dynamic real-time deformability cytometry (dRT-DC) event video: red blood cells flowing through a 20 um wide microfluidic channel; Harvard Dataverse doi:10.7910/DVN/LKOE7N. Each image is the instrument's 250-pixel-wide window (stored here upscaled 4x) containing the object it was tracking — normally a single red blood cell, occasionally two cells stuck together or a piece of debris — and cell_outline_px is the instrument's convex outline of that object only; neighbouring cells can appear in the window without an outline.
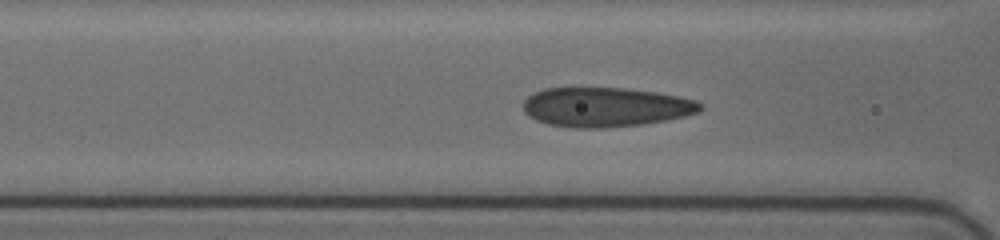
{"species": "human", "species_latin": "Homo sapiens", "temperature_condition": "cold", "stored_images_in_passage": 23, "camera_frame_rate_fps": 3000, "um_per_image_px": 0.085, "donor": {"sex": "female"}, "frame": {"image": 1, "passage_image": 10, "time_ms": 1.667, "image_size_px": [1000, 240], "cell_outline_px": [[704, 108], [700, 112], [684, 116], [664, 120], [640, 124], [600, 128], [576, 128], [548, 124], [536, 120], [528, 116], [524, 112], [524, 100], [528, 96], [544, 88], [624, 88], [656, 92], [696, 100]], "centroid_in_image_um": [51.46, 9.1], "position_along_channel_um": 115.1, "area_um2": 40.46}}
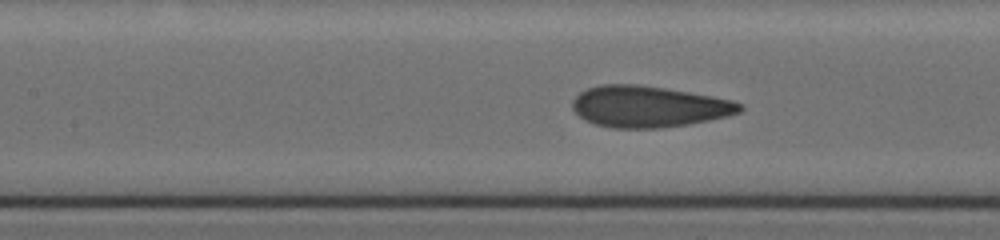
{"frame": {"image": 2, "passage_image": 16, "time_ms": 2.667, "image_size_px": [1000, 240], "cell_outline_px": [[744, 108], [740, 112], [728, 116], [688, 124], [660, 128], [612, 128], [596, 124], [584, 120], [572, 108], [572, 100], [580, 92], [588, 88], [604, 84], [636, 84], [664, 88], [712, 96], [732, 100], [740, 104]], "centroid_in_image_um": [55.12, 9.06], "position_along_channel_um": 152.3, "area_um2": 40.11}}
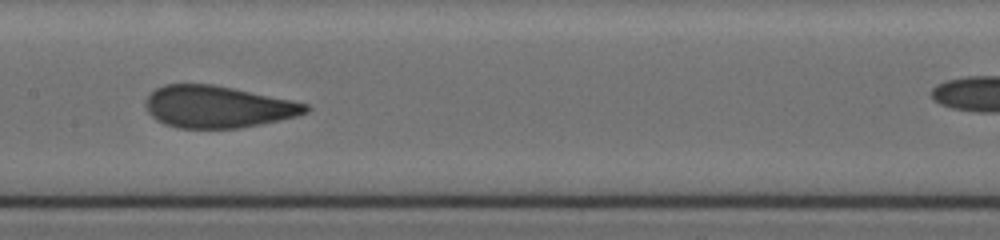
{"frame": {"image": 3, "passage_image": 22, "time_ms": 3.667, "image_size_px": [1000, 240], "cell_outline_px": [[312, 108], [308, 112], [296, 116], [280, 120], [240, 128], [180, 128], [164, 124], [156, 120], [148, 112], [144, 104], [148, 96], [156, 88], [164, 84], [212, 84], [292, 100], [308, 104]], "centroid_in_image_um": [18.5, 9.08], "position_along_channel_um": 188.9, "area_um2": 39.13}}